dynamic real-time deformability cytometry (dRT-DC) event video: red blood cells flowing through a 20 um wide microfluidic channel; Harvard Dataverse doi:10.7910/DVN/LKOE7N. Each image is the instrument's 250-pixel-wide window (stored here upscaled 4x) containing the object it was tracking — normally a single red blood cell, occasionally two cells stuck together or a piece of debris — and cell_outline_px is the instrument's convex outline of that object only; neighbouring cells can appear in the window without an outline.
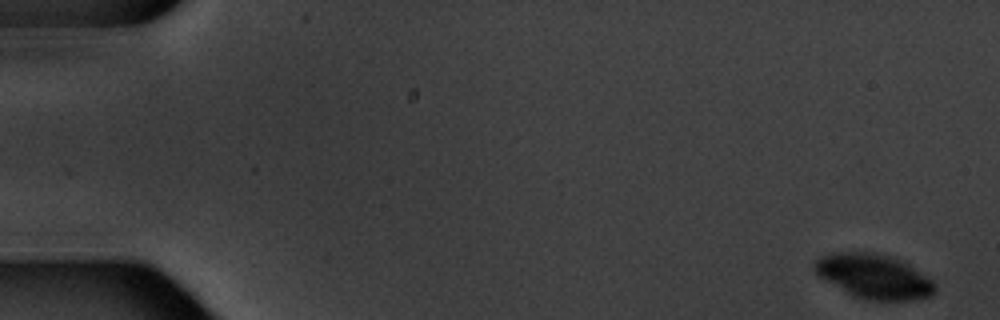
{"species": "common noctule bat (a hibernating species)", "species_latin": "Nyctalus noctula", "temperature_condition": "warm", "stored_images_in_passage": 6, "camera_frame_rate_fps": 3000, "um_per_image_px": 0.085, "animal": {"sex": "male", "body_mass_g": 20.1, "forearm_length_mm": 53.5}, "frame": {"image": 1, "passage_image": 1, "time_ms": 0.0, "image_size_px": [1000, 320], "cell_outline_px": [[936, 292], [932, 296], [916, 300], [864, 300], [852, 296], [820, 276], [812, 268], [812, 264], [820, 256], [832, 252], [876, 252], [892, 256], [908, 264], [932, 280], [936, 284]], "centroid_in_image_um": [74.29, 23.49], "position_along_channel_um": 10.7, "area_um2": 31.44}}